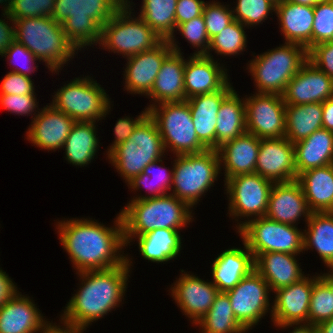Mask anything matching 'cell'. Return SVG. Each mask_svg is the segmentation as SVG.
<instances>
[{"label":"cell","mask_w":333,"mask_h":333,"mask_svg":"<svg viewBox=\"0 0 333 333\" xmlns=\"http://www.w3.org/2000/svg\"><path fill=\"white\" fill-rule=\"evenodd\" d=\"M113 227H107L92 218H72L57 221L59 240L68 253L76 274L105 270L123 265L126 247L120 213ZM122 252V254H121Z\"/></svg>","instance_id":"obj_1"},{"label":"cell","mask_w":333,"mask_h":333,"mask_svg":"<svg viewBox=\"0 0 333 333\" xmlns=\"http://www.w3.org/2000/svg\"><path fill=\"white\" fill-rule=\"evenodd\" d=\"M129 258L126 255V262L114 268L77 273L81 281L79 290L67 302L60 321L87 329L119 307L133 264Z\"/></svg>","instance_id":"obj_2"},{"label":"cell","mask_w":333,"mask_h":333,"mask_svg":"<svg viewBox=\"0 0 333 333\" xmlns=\"http://www.w3.org/2000/svg\"><path fill=\"white\" fill-rule=\"evenodd\" d=\"M192 208L172 194L144 200H131L120 211L124 241L130 246L134 238L158 228L181 230L194 220Z\"/></svg>","instance_id":"obj_3"},{"label":"cell","mask_w":333,"mask_h":333,"mask_svg":"<svg viewBox=\"0 0 333 333\" xmlns=\"http://www.w3.org/2000/svg\"><path fill=\"white\" fill-rule=\"evenodd\" d=\"M124 3L125 0H55L52 19L61 23L67 39L81 51L100 43L102 26Z\"/></svg>","instance_id":"obj_4"},{"label":"cell","mask_w":333,"mask_h":333,"mask_svg":"<svg viewBox=\"0 0 333 333\" xmlns=\"http://www.w3.org/2000/svg\"><path fill=\"white\" fill-rule=\"evenodd\" d=\"M15 40L24 45L53 73L59 75L64 64L75 57L78 50L67 39L61 23L52 17L14 20ZM77 51V52H76ZM58 72V73H57Z\"/></svg>","instance_id":"obj_5"},{"label":"cell","mask_w":333,"mask_h":333,"mask_svg":"<svg viewBox=\"0 0 333 333\" xmlns=\"http://www.w3.org/2000/svg\"><path fill=\"white\" fill-rule=\"evenodd\" d=\"M254 57L246 69L254 80L256 93L282 96L287 83L308 61V50L285 42Z\"/></svg>","instance_id":"obj_6"},{"label":"cell","mask_w":333,"mask_h":333,"mask_svg":"<svg viewBox=\"0 0 333 333\" xmlns=\"http://www.w3.org/2000/svg\"><path fill=\"white\" fill-rule=\"evenodd\" d=\"M173 162L170 194L193 209L200 198L214 187L221 172L218 152L207 149L199 153L176 155Z\"/></svg>","instance_id":"obj_7"},{"label":"cell","mask_w":333,"mask_h":333,"mask_svg":"<svg viewBox=\"0 0 333 333\" xmlns=\"http://www.w3.org/2000/svg\"><path fill=\"white\" fill-rule=\"evenodd\" d=\"M134 3H125L102 26L99 45L106 51L119 53L125 58L158 46L163 39L138 15L133 17ZM132 14V15H131Z\"/></svg>","instance_id":"obj_8"},{"label":"cell","mask_w":333,"mask_h":333,"mask_svg":"<svg viewBox=\"0 0 333 333\" xmlns=\"http://www.w3.org/2000/svg\"><path fill=\"white\" fill-rule=\"evenodd\" d=\"M165 147L156 122L148 115L127 141L108 155L109 162L128 183L152 162L165 156Z\"/></svg>","instance_id":"obj_9"},{"label":"cell","mask_w":333,"mask_h":333,"mask_svg":"<svg viewBox=\"0 0 333 333\" xmlns=\"http://www.w3.org/2000/svg\"><path fill=\"white\" fill-rule=\"evenodd\" d=\"M111 98L93 77H75L57 89L51 104L76 122H98L111 110ZM104 117V118H103Z\"/></svg>","instance_id":"obj_10"},{"label":"cell","mask_w":333,"mask_h":333,"mask_svg":"<svg viewBox=\"0 0 333 333\" xmlns=\"http://www.w3.org/2000/svg\"><path fill=\"white\" fill-rule=\"evenodd\" d=\"M149 116L157 124L166 152L185 155L207 150L196 135L187 101L157 104L149 109Z\"/></svg>","instance_id":"obj_11"},{"label":"cell","mask_w":333,"mask_h":333,"mask_svg":"<svg viewBox=\"0 0 333 333\" xmlns=\"http://www.w3.org/2000/svg\"><path fill=\"white\" fill-rule=\"evenodd\" d=\"M237 233L246 243L254 259L261 253H303V231L297 226L259 217L248 221Z\"/></svg>","instance_id":"obj_12"},{"label":"cell","mask_w":333,"mask_h":333,"mask_svg":"<svg viewBox=\"0 0 333 333\" xmlns=\"http://www.w3.org/2000/svg\"><path fill=\"white\" fill-rule=\"evenodd\" d=\"M273 184L272 181L257 173L241 174L225 181V191L229 199V217L236 218L235 221L239 218L242 220L247 218L237 223L238 231L248 221L265 217Z\"/></svg>","instance_id":"obj_13"},{"label":"cell","mask_w":333,"mask_h":333,"mask_svg":"<svg viewBox=\"0 0 333 333\" xmlns=\"http://www.w3.org/2000/svg\"><path fill=\"white\" fill-rule=\"evenodd\" d=\"M270 287L263 277L254 269L233 289L226 291L234 316L248 331L258 325L270 309Z\"/></svg>","instance_id":"obj_14"},{"label":"cell","mask_w":333,"mask_h":333,"mask_svg":"<svg viewBox=\"0 0 333 333\" xmlns=\"http://www.w3.org/2000/svg\"><path fill=\"white\" fill-rule=\"evenodd\" d=\"M245 95L246 131L259 139L285 137L286 104L281 95Z\"/></svg>","instance_id":"obj_15"},{"label":"cell","mask_w":333,"mask_h":333,"mask_svg":"<svg viewBox=\"0 0 333 333\" xmlns=\"http://www.w3.org/2000/svg\"><path fill=\"white\" fill-rule=\"evenodd\" d=\"M172 286L169 293L184 315L192 320L193 325L209 311L219 294V290L211 281H205L183 269Z\"/></svg>","instance_id":"obj_16"},{"label":"cell","mask_w":333,"mask_h":333,"mask_svg":"<svg viewBox=\"0 0 333 333\" xmlns=\"http://www.w3.org/2000/svg\"><path fill=\"white\" fill-rule=\"evenodd\" d=\"M255 173L273 183L297 180L294 145L286 137L260 139Z\"/></svg>","instance_id":"obj_17"},{"label":"cell","mask_w":333,"mask_h":333,"mask_svg":"<svg viewBox=\"0 0 333 333\" xmlns=\"http://www.w3.org/2000/svg\"><path fill=\"white\" fill-rule=\"evenodd\" d=\"M173 51L169 40H163L151 50L143 51L127 59L124 69L125 90L131 94L150 93L164 59Z\"/></svg>","instance_id":"obj_18"},{"label":"cell","mask_w":333,"mask_h":333,"mask_svg":"<svg viewBox=\"0 0 333 333\" xmlns=\"http://www.w3.org/2000/svg\"><path fill=\"white\" fill-rule=\"evenodd\" d=\"M176 40L174 37L169 39L173 51L162 62L153 87L147 95L148 99L151 98L154 101L147 107L148 110L157 104L185 101L184 68L186 59Z\"/></svg>","instance_id":"obj_19"},{"label":"cell","mask_w":333,"mask_h":333,"mask_svg":"<svg viewBox=\"0 0 333 333\" xmlns=\"http://www.w3.org/2000/svg\"><path fill=\"white\" fill-rule=\"evenodd\" d=\"M313 276L280 288L275 293L270 317L274 325L308 323Z\"/></svg>","instance_id":"obj_20"},{"label":"cell","mask_w":333,"mask_h":333,"mask_svg":"<svg viewBox=\"0 0 333 333\" xmlns=\"http://www.w3.org/2000/svg\"><path fill=\"white\" fill-rule=\"evenodd\" d=\"M333 96V79L307 61L287 83L282 95L286 105L322 103Z\"/></svg>","instance_id":"obj_21"},{"label":"cell","mask_w":333,"mask_h":333,"mask_svg":"<svg viewBox=\"0 0 333 333\" xmlns=\"http://www.w3.org/2000/svg\"><path fill=\"white\" fill-rule=\"evenodd\" d=\"M75 120L49 103L33 118L26 139L44 150L62 149Z\"/></svg>","instance_id":"obj_22"},{"label":"cell","mask_w":333,"mask_h":333,"mask_svg":"<svg viewBox=\"0 0 333 333\" xmlns=\"http://www.w3.org/2000/svg\"><path fill=\"white\" fill-rule=\"evenodd\" d=\"M311 214L312 211L297 180L273 184L265 217L296 226L302 216L307 222Z\"/></svg>","instance_id":"obj_23"},{"label":"cell","mask_w":333,"mask_h":333,"mask_svg":"<svg viewBox=\"0 0 333 333\" xmlns=\"http://www.w3.org/2000/svg\"><path fill=\"white\" fill-rule=\"evenodd\" d=\"M227 68L206 55H190L185 61V101L193 96L221 90L230 80Z\"/></svg>","instance_id":"obj_24"},{"label":"cell","mask_w":333,"mask_h":333,"mask_svg":"<svg viewBox=\"0 0 333 333\" xmlns=\"http://www.w3.org/2000/svg\"><path fill=\"white\" fill-rule=\"evenodd\" d=\"M230 81L212 93L193 96L189 104L192 122L199 141L207 148L216 150L217 114L223 99L233 90Z\"/></svg>","instance_id":"obj_25"},{"label":"cell","mask_w":333,"mask_h":333,"mask_svg":"<svg viewBox=\"0 0 333 333\" xmlns=\"http://www.w3.org/2000/svg\"><path fill=\"white\" fill-rule=\"evenodd\" d=\"M259 149L260 139L247 131L218 147L220 171L225 169L224 182L237 175L255 173Z\"/></svg>","instance_id":"obj_26"},{"label":"cell","mask_w":333,"mask_h":333,"mask_svg":"<svg viewBox=\"0 0 333 333\" xmlns=\"http://www.w3.org/2000/svg\"><path fill=\"white\" fill-rule=\"evenodd\" d=\"M34 300L17 292L0 308V333H39L49 322Z\"/></svg>","instance_id":"obj_27"},{"label":"cell","mask_w":333,"mask_h":333,"mask_svg":"<svg viewBox=\"0 0 333 333\" xmlns=\"http://www.w3.org/2000/svg\"><path fill=\"white\" fill-rule=\"evenodd\" d=\"M244 248H228L215 258L212 263L211 281L219 292L233 289L255 267L254 256L242 240Z\"/></svg>","instance_id":"obj_28"},{"label":"cell","mask_w":333,"mask_h":333,"mask_svg":"<svg viewBox=\"0 0 333 333\" xmlns=\"http://www.w3.org/2000/svg\"><path fill=\"white\" fill-rule=\"evenodd\" d=\"M275 13L285 42L298 44L309 50L312 47L314 6L282 0L276 4Z\"/></svg>","instance_id":"obj_29"},{"label":"cell","mask_w":333,"mask_h":333,"mask_svg":"<svg viewBox=\"0 0 333 333\" xmlns=\"http://www.w3.org/2000/svg\"><path fill=\"white\" fill-rule=\"evenodd\" d=\"M296 257L297 255L284 252L261 253L254 259V269L274 292L307 276L302 272Z\"/></svg>","instance_id":"obj_30"},{"label":"cell","mask_w":333,"mask_h":333,"mask_svg":"<svg viewBox=\"0 0 333 333\" xmlns=\"http://www.w3.org/2000/svg\"><path fill=\"white\" fill-rule=\"evenodd\" d=\"M294 145L297 176L306 170L333 164V132L319 129Z\"/></svg>","instance_id":"obj_31"},{"label":"cell","mask_w":333,"mask_h":333,"mask_svg":"<svg viewBox=\"0 0 333 333\" xmlns=\"http://www.w3.org/2000/svg\"><path fill=\"white\" fill-rule=\"evenodd\" d=\"M297 181L312 212H333V164L306 170Z\"/></svg>","instance_id":"obj_32"},{"label":"cell","mask_w":333,"mask_h":333,"mask_svg":"<svg viewBox=\"0 0 333 333\" xmlns=\"http://www.w3.org/2000/svg\"><path fill=\"white\" fill-rule=\"evenodd\" d=\"M180 235L176 229L158 228L135 239L145 260L164 263L179 256L183 243Z\"/></svg>","instance_id":"obj_33"},{"label":"cell","mask_w":333,"mask_h":333,"mask_svg":"<svg viewBox=\"0 0 333 333\" xmlns=\"http://www.w3.org/2000/svg\"><path fill=\"white\" fill-rule=\"evenodd\" d=\"M303 231V250L319 254L326 268L333 269V212H312Z\"/></svg>","instance_id":"obj_34"},{"label":"cell","mask_w":333,"mask_h":333,"mask_svg":"<svg viewBox=\"0 0 333 333\" xmlns=\"http://www.w3.org/2000/svg\"><path fill=\"white\" fill-rule=\"evenodd\" d=\"M233 89L222 101L217 114L216 150L246 132L245 98Z\"/></svg>","instance_id":"obj_35"},{"label":"cell","mask_w":333,"mask_h":333,"mask_svg":"<svg viewBox=\"0 0 333 333\" xmlns=\"http://www.w3.org/2000/svg\"><path fill=\"white\" fill-rule=\"evenodd\" d=\"M95 123L75 122L62 148L68 163L84 167L94 160L100 147Z\"/></svg>","instance_id":"obj_36"},{"label":"cell","mask_w":333,"mask_h":333,"mask_svg":"<svg viewBox=\"0 0 333 333\" xmlns=\"http://www.w3.org/2000/svg\"><path fill=\"white\" fill-rule=\"evenodd\" d=\"M322 103L286 105L285 137L295 144L322 129Z\"/></svg>","instance_id":"obj_37"},{"label":"cell","mask_w":333,"mask_h":333,"mask_svg":"<svg viewBox=\"0 0 333 333\" xmlns=\"http://www.w3.org/2000/svg\"><path fill=\"white\" fill-rule=\"evenodd\" d=\"M200 333H247L237 321L230 299L225 292H219L209 311L195 324Z\"/></svg>","instance_id":"obj_38"},{"label":"cell","mask_w":333,"mask_h":333,"mask_svg":"<svg viewBox=\"0 0 333 333\" xmlns=\"http://www.w3.org/2000/svg\"><path fill=\"white\" fill-rule=\"evenodd\" d=\"M177 0H143L139 16L163 40L175 37Z\"/></svg>","instance_id":"obj_39"},{"label":"cell","mask_w":333,"mask_h":333,"mask_svg":"<svg viewBox=\"0 0 333 333\" xmlns=\"http://www.w3.org/2000/svg\"><path fill=\"white\" fill-rule=\"evenodd\" d=\"M162 163V158L150 163L141 174L127 183V186L135 192L139 189L141 190L142 187L145 188V186L148 191L150 190V195L149 193L148 196L135 195L131 200H144L169 194L168 191L171 190L172 186L173 170L171 169L170 171H167L169 169H166Z\"/></svg>","instance_id":"obj_40"},{"label":"cell","mask_w":333,"mask_h":333,"mask_svg":"<svg viewBox=\"0 0 333 333\" xmlns=\"http://www.w3.org/2000/svg\"><path fill=\"white\" fill-rule=\"evenodd\" d=\"M245 27L242 23L234 20L230 25L225 27L219 34L210 39L208 53L206 56L213 58L211 51H215L218 55L236 56L245 51L247 47V35Z\"/></svg>","instance_id":"obj_41"},{"label":"cell","mask_w":333,"mask_h":333,"mask_svg":"<svg viewBox=\"0 0 333 333\" xmlns=\"http://www.w3.org/2000/svg\"><path fill=\"white\" fill-rule=\"evenodd\" d=\"M333 318V292L330 286L318 275L313 276L308 323L318 326Z\"/></svg>","instance_id":"obj_42"},{"label":"cell","mask_w":333,"mask_h":333,"mask_svg":"<svg viewBox=\"0 0 333 333\" xmlns=\"http://www.w3.org/2000/svg\"><path fill=\"white\" fill-rule=\"evenodd\" d=\"M236 7L232 8L234 20L242 23L246 28L263 24L270 13L276 12V4L272 0H236Z\"/></svg>","instance_id":"obj_43"},{"label":"cell","mask_w":333,"mask_h":333,"mask_svg":"<svg viewBox=\"0 0 333 333\" xmlns=\"http://www.w3.org/2000/svg\"><path fill=\"white\" fill-rule=\"evenodd\" d=\"M13 20L52 17L55 0H0Z\"/></svg>","instance_id":"obj_44"},{"label":"cell","mask_w":333,"mask_h":333,"mask_svg":"<svg viewBox=\"0 0 333 333\" xmlns=\"http://www.w3.org/2000/svg\"><path fill=\"white\" fill-rule=\"evenodd\" d=\"M329 41H333V1L324 0L314 5L312 47Z\"/></svg>","instance_id":"obj_45"},{"label":"cell","mask_w":333,"mask_h":333,"mask_svg":"<svg viewBox=\"0 0 333 333\" xmlns=\"http://www.w3.org/2000/svg\"><path fill=\"white\" fill-rule=\"evenodd\" d=\"M202 15L210 39L234 21L232 9L229 5H224L215 0L205 4Z\"/></svg>","instance_id":"obj_46"},{"label":"cell","mask_w":333,"mask_h":333,"mask_svg":"<svg viewBox=\"0 0 333 333\" xmlns=\"http://www.w3.org/2000/svg\"><path fill=\"white\" fill-rule=\"evenodd\" d=\"M176 31H179L190 45L196 47L197 51L193 55H206L208 53L210 38L206 31L203 15L180 24Z\"/></svg>","instance_id":"obj_47"},{"label":"cell","mask_w":333,"mask_h":333,"mask_svg":"<svg viewBox=\"0 0 333 333\" xmlns=\"http://www.w3.org/2000/svg\"><path fill=\"white\" fill-rule=\"evenodd\" d=\"M1 56L2 58L4 56L8 59L7 62H9V66L14 64L13 68H11V72L19 73L24 76L30 77V74L36 72L35 69H38L37 67H39L37 66V64L35 66V63L38 61L37 57L33 53H31L24 45L18 43L16 40Z\"/></svg>","instance_id":"obj_48"},{"label":"cell","mask_w":333,"mask_h":333,"mask_svg":"<svg viewBox=\"0 0 333 333\" xmlns=\"http://www.w3.org/2000/svg\"><path fill=\"white\" fill-rule=\"evenodd\" d=\"M34 94H26V95H0V106L1 108L7 110L10 113H14V115H23L25 116L29 114V116H33L35 118L39 114V105L37 99ZM37 108V109H36ZM36 109V110H35ZM37 112V113H36ZM33 114V115H32Z\"/></svg>","instance_id":"obj_49"},{"label":"cell","mask_w":333,"mask_h":333,"mask_svg":"<svg viewBox=\"0 0 333 333\" xmlns=\"http://www.w3.org/2000/svg\"><path fill=\"white\" fill-rule=\"evenodd\" d=\"M32 77L15 72H8L0 85V95H26L34 94L35 87Z\"/></svg>","instance_id":"obj_50"},{"label":"cell","mask_w":333,"mask_h":333,"mask_svg":"<svg viewBox=\"0 0 333 333\" xmlns=\"http://www.w3.org/2000/svg\"><path fill=\"white\" fill-rule=\"evenodd\" d=\"M308 61L333 79V41L311 47L308 50Z\"/></svg>","instance_id":"obj_51"},{"label":"cell","mask_w":333,"mask_h":333,"mask_svg":"<svg viewBox=\"0 0 333 333\" xmlns=\"http://www.w3.org/2000/svg\"><path fill=\"white\" fill-rule=\"evenodd\" d=\"M149 115V110L147 108L142 111V113L136 117V119L133 117H123L119 118L116 121L115 127H114V135L115 139L114 142L109 146V148L106 150L107 155L118 145L124 143L128 140V138L133 134L137 126Z\"/></svg>","instance_id":"obj_52"},{"label":"cell","mask_w":333,"mask_h":333,"mask_svg":"<svg viewBox=\"0 0 333 333\" xmlns=\"http://www.w3.org/2000/svg\"><path fill=\"white\" fill-rule=\"evenodd\" d=\"M206 3L207 1L204 0H177L175 10L176 28L184 22L201 16Z\"/></svg>","instance_id":"obj_53"},{"label":"cell","mask_w":333,"mask_h":333,"mask_svg":"<svg viewBox=\"0 0 333 333\" xmlns=\"http://www.w3.org/2000/svg\"><path fill=\"white\" fill-rule=\"evenodd\" d=\"M4 9V10H3ZM3 17L10 22L12 21L10 26V23L8 24V21L3 20L2 17L0 19V55H2L15 41V32H14V20L10 18V15L8 14L6 7L3 6Z\"/></svg>","instance_id":"obj_54"},{"label":"cell","mask_w":333,"mask_h":333,"mask_svg":"<svg viewBox=\"0 0 333 333\" xmlns=\"http://www.w3.org/2000/svg\"><path fill=\"white\" fill-rule=\"evenodd\" d=\"M0 268V308L9 301L18 291L15 282ZM14 282V283H13Z\"/></svg>","instance_id":"obj_55"},{"label":"cell","mask_w":333,"mask_h":333,"mask_svg":"<svg viewBox=\"0 0 333 333\" xmlns=\"http://www.w3.org/2000/svg\"><path fill=\"white\" fill-rule=\"evenodd\" d=\"M62 326L50 321L39 331L40 333H83L86 329L76 327L61 321Z\"/></svg>","instance_id":"obj_56"},{"label":"cell","mask_w":333,"mask_h":333,"mask_svg":"<svg viewBox=\"0 0 333 333\" xmlns=\"http://www.w3.org/2000/svg\"><path fill=\"white\" fill-rule=\"evenodd\" d=\"M323 117L322 125L324 129L333 132V99L322 102Z\"/></svg>","instance_id":"obj_57"},{"label":"cell","mask_w":333,"mask_h":333,"mask_svg":"<svg viewBox=\"0 0 333 333\" xmlns=\"http://www.w3.org/2000/svg\"><path fill=\"white\" fill-rule=\"evenodd\" d=\"M293 325L296 326L294 327ZM275 327H279L281 329L293 327L294 330L290 331V333H317L316 326H313L309 323L280 324L275 325Z\"/></svg>","instance_id":"obj_58"},{"label":"cell","mask_w":333,"mask_h":333,"mask_svg":"<svg viewBox=\"0 0 333 333\" xmlns=\"http://www.w3.org/2000/svg\"><path fill=\"white\" fill-rule=\"evenodd\" d=\"M316 328L317 333H333V318L320 323Z\"/></svg>","instance_id":"obj_59"},{"label":"cell","mask_w":333,"mask_h":333,"mask_svg":"<svg viewBox=\"0 0 333 333\" xmlns=\"http://www.w3.org/2000/svg\"><path fill=\"white\" fill-rule=\"evenodd\" d=\"M319 276L330 286L333 292V269H329L328 273L319 274Z\"/></svg>","instance_id":"obj_60"},{"label":"cell","mask_w":333,"mask_h":333,"mask_svg":"<svg viewBox=\"0 0 333 333\" xmlns=\"http://www.w3.org/2000/svg\"><path fill=\"white\" fill-rule=\"evenodd\" d=\"M286 2L307 5V6H314L319 2V0H284Z\"/></svg>","instance_id":"obj_61"},{"label":"cell","mask_w":333,"mask_h":333,"mask_svg":"<svg viewBox=\"0 0 333 333\" xmlns=\"http://www.w3.org/2000/svg\"><path fill=\"white\" fill-rule=\"evenodd\" d=\"M275 4H278L282 0H272Z\"/></svg>","instance_id":"obj_62"}]
</instances>
